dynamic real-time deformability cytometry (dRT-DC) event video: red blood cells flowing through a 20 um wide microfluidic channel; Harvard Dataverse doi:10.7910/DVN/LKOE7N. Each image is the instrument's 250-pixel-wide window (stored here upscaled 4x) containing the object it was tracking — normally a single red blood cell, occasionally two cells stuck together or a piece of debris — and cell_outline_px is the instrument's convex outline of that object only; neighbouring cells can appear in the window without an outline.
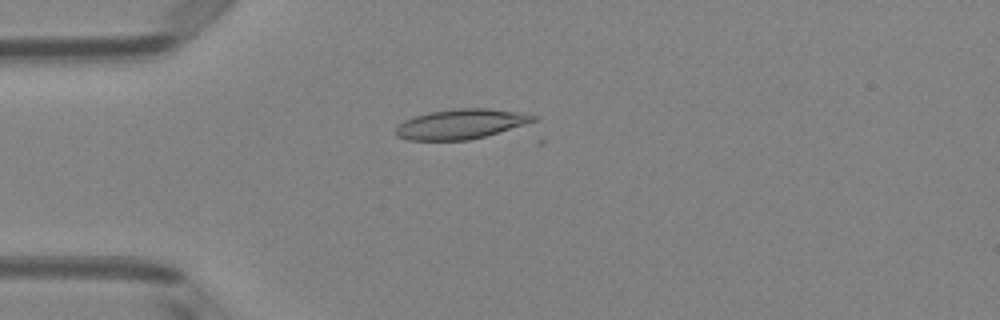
{"species": "Egyptian fruit bat (a non-hibernating species)", "species_latin": "Rousettus aegyptiacus", "temperature_condition": "room temperature", "stored_images_in_passage": 4, "camera_frame_rate_fps": 3000, "um_per_image_px": 0.085, "animal": {"sex": "female"}, "frame": {"image": 1, "passage_image": 3, "time_ms": 0.667, "image_size_px": [1000, 320], "cell_outline_px": [[540, 120], [484, 136], [468, 140], [408, 140], [396, 136], [396, 128], [404, 120], [428, 112], [456, 108], [488, 108], [516, 112], [540, 116]], "centroid_in_image_um": [39.2, 10.53], "position_along_channel_um": 45.8, "area_um2": 23.87}}